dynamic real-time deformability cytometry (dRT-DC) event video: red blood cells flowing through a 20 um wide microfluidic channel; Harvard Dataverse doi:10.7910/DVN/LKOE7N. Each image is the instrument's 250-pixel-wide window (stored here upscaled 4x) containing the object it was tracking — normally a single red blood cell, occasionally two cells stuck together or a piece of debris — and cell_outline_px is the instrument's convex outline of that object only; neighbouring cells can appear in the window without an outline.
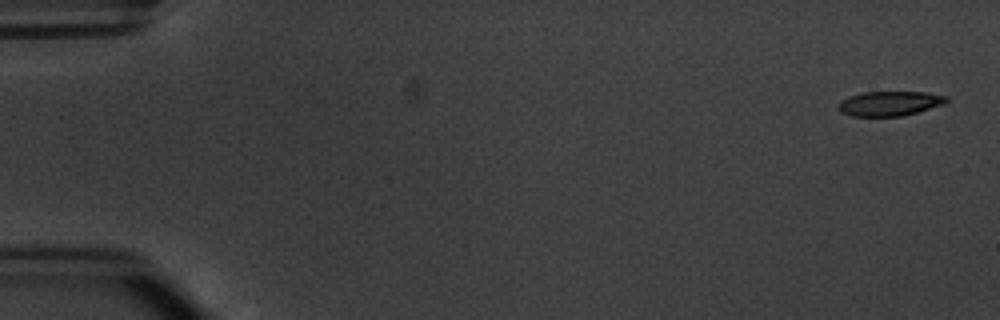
{"species": "common noctule bat (a hibernating species)", "species_latin": "Nyctalus noctula", "temperature_condition": "warm", "stored_images_in_passage": 6, "camera_frame_rate_fps": 3000, "um_per_image_px": 0.085, "animal": {"sex": "male", "body_mass_g": 20.1, "forearm_length_mm": 53.5}, "frame": {"image": 1, "passage_image": 1, "time_ms": 0.0, "image_size_px": [1000, 320], "cell_outline_px": [[948, 104], [900, 116], [852, 116], [840, 112], [840, 100], [848, 96], [864, 92], [928, 92], [948, 96]], "centroid_in_image_um": [75.68, 8.79], "position_along_channel_um": 9.3, "area_um2": 15.61}}
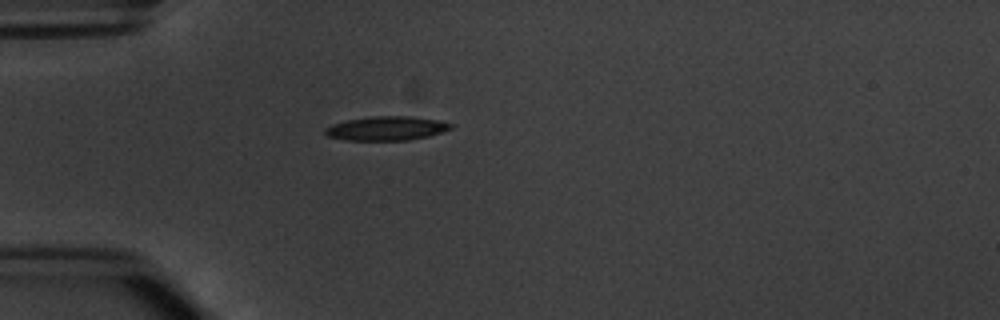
{"frame": {"image": 2, "passage_image": 5, "time_ms": 4.667, "image_size_px": [1000, 320], "cell_outline_px": [[452, 128], [428, 136], [408, 140], [344, 140], [328, 136], [324, 132], [324, 128], [332, 124], [344, 120], [372, 116], [408, 116], [436, 120], [452, 124]], "centroid_in_image_um": [32.78, 10.91], "position_along_channel_um": 52.2, "area_um2": 17.51}}